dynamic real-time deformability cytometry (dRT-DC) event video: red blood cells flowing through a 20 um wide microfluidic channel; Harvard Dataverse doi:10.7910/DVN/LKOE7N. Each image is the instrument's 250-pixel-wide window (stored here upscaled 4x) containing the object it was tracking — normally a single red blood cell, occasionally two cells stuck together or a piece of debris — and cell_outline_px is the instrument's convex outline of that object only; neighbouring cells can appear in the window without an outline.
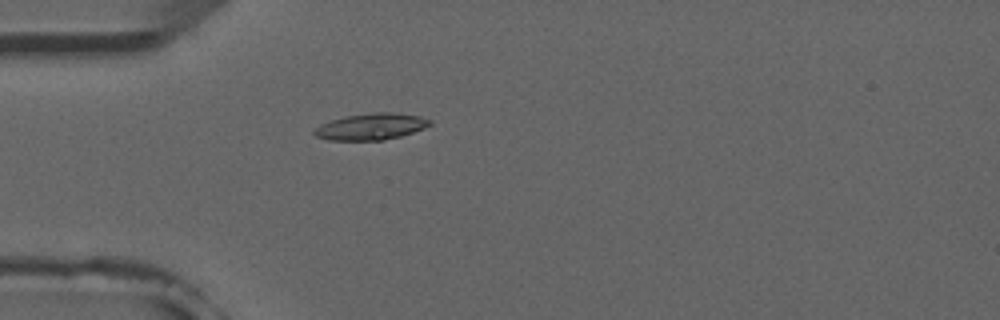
{"species": "common noctule bat (a hibernating species)", "species_latin": "Nyctalus noctula", "temperature_condition": "room temperature", "stored_images_in_passage": 5, "camera_frame_rate_fps": 3000, "um_per_image_px": 0.085, "animal": {"sex": "male", "forearm_length_mm": 52.5}, "frame": {"image": 1, "passage_image": 5, "time_ms": 4.667, "image_size_px": [1000, 320], "cell_outline_px": [[432, 124], [424, 128], [400, 136], [384, 140], [328, 140], [316, 136], [312, 132], [320, 124], [344, 116], [372, 112], [392, 112], [420, 116], [432, 120]], "centroid_in_image_um": [31.54, 10.75], "position_along_channel_um": 53.5, "area_um2": 17.86}}